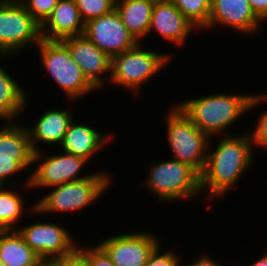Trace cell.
<instances>
[{
	"label": "cell",
	"instance_id": "cell-22",
	"mask_svg": "<svg viewBox=\"0 0 267 266\" xmlns=\"http://www.w3.org/2000/svg\"><path fill=\"white\" fill-rule=\"evenodd\" d=\"M40 260L17 230H0V261L5 266H37Z\"/></svg>",
	"mask_w": 267,
	"mask_h": 266
},
{
	"label": "cell",
	"instance_id": "cell-34",
	"mask_svg": "<svg viewBox=\"0 0 267 266\" xmlns=\"http://www.w3.org/2000/svg\"><path fill=\"white\" fill-rule=\"evenodd\" d=\"M37 266H59L55 259H41Z\"/></svg>",
	"mask_w": 267,
	"mask_h": 266
},
{
	"label": "cell",
	"instance_id": "cell-31",
	"mask_svg": "<svg viewBox=\"0 0 267 266\" xmlns=\"http://www.w3.org/2000/svg\"><path fill=\"white\" fill-rule=\"evenodd\" d=\"M254 14L263 22L267 23V0H248Z\"/></svg>",
	"mask_w": 267,
	"mask_h": 266
},
{
	"label": "cell",
	"instance_id": "cell-11",
	"mask_svg": "<svg viewBox=\"0 0 267 266\" xmlns=\"http://www.w3.org/2000/svg\"><path fill=\"white\" fill-rule=\"evenodd\" d=\"M16 230L25 243L39 256L40 259H55L72 253L78 246V241L70 235L62 224L56 222H30ZM62 225V226H61ZM77 241V242H76Z\"/></svg>",
	"mask_w": 267,
	"mask_h": 266
},
{
	"label": "cell",
	"instance_id": "cell-16",
	"mask_svg": "<svg viewBox=\"0 0 267 266\" xmlns=\"http://www.w3.org/2000/svg\"><path fill=\"white\" fill-rule=\"evenodd\" d=\"M154 31L175 47L185 45L190 33L201 32L171 0H155L148 35Z\"/></svg>",
	"mask_w": 267,
	"mask_h": 266
},
{
	"label": "cell",
	"instance_id": "cell-28",
	"mask_svg": "<svg viewBox=\"0 0 267 266\" xmlns=\"http://www.w3.org/2000/svg\"><path fill=\"white\" fill-rule=\"evenodd\" d=\"M77 248L86 256L88 266H115L107 253L96 243L83 247L78 244Z\"/></svg>",
	"mask_w": 267,
	"mask_h": 266
},
{
	"label": "cell",
	"instance_id": "cell-21",
	"mask_svg": "<svg viewBox=\"0 0 267 266\" xmlns=\"http://www.w3.org/2000/svg\"><path fill=\"white\" fill-rule=\"evenodd\" d=\"M154 3L155 0H116L115 2V10L121 21L139 42L143 43L146 40L145 37H148Z\"/></svg>",
	"mask_w": 267,
	"mask_h": 266
},
{
	"label": "cell",
	"instance_id": "cell-13",
	"mask_svg": "<svg viewBox=\"0 0 267 266\" xmlns=\"http://www.w3.org/2000/svg\"><path fill=\"white\" fill-rule=\"evenodd\" d=\"M83 35L110 58L135 47L139 43L123 24L115 9L85 23Z\"/></svg>",
	"mask_w": 267,
	"mask_h": 266
},
{
	"label": "cell",
	"instance_id": "cell-7",
	"mask_svg": "<svg viewBox=\"0 0 267 266\" xmlns=\"http://www.w3.org/2000/svg\"><path fill=\"white\" fill-rule=\"evenodd\" d=\"M166 114V141L171 158L193 167L199 174L204 170L210 137L203 133L176 105Z\"/></svg>",
	"mask_w": 267,
	"mask_h": 266
},
{
	"label": "cell",
	"instance_id": "cell-24",
	"mask_svg": "<svg viewBox=\"0 0 267 266\" xmlns=\"http://www.w3.org/2000/svg\"><path fill=\"white\" fill-rule=\"evenodd\" d=\"M180 12L199 30L207 25L211 0H171Z\"/></svg>",
	"mask_w": 267,
	"mask_h": 266
},
{
	"label": "cell",
	"instance_id": "cell-2",
	"mask_svg": "<svg viewBox=\"0 0 267 266\" xmlns=\"http://www.w3.org/2000/svg\"><path fill=\"white\" fill-rule=\"evenodd\" d=\"M263 102L267 103L265 93H211L202 97H192L176 104L183 113L210 138L228 136L234 122ZM237 120V121H236ZM228 128V129H227ZM226 131V132H225ZM225 132V133H224Z\"/></svg>",
	"mask_w": 267,
	"mask_h": 266
},
{
	"label": "cell",
	"instance_id": "cell-10",
	"mask_svg": "<svg viewBox=\"0 0 267 266\" xmlns=\"http://www.w3.org/2000/svg\"><path fill=\"white\" fill-rule=\"evenodd\" d=\"M2 123L0 126V186H6L7 183V186H15L20 182L11 177L24 172L26 168L32 169L34 152L24 123L21 124L20 120Z\"/></svg>",
	"mask_w": 267,
	"mask_h": 266
},
{
	"label": "cell",
	"instance_id": "cell-5",
	"mask_svg": "<svg viewBox=\"0 0 267 266\" xmlns=\"http://www.w3.org/2000/svg\"><path fill=\"white\" fill-rule=\"evenodd\" d=\"M144 47L139 42L135 47L111 57L108 85L122 86L127 91H132V95H137L135 97L141 96L142 86L173 60L172 53L162 54L158 50Z\"/></svg>",
	"mask_w": 267,
	"mask_h": 266
},
{
	"label": "cell",
	"instance_id": "cell-33",
	"mask_svg": "<svg viewBox=\"0 0 267 266\" xmlns=\"http://www.w3.org/2000/svg\"><path fill=\"white\" fill-rule=\"evenodd\" d=\"M242 266H245V265H242ZM248 266H267V250H265L262 256L257 258V260H254V262H252V264H249Z\"/></svg>",
	"mask_w": 267,
	"mask_h": 266
},
{
	"label": "cell",
	"instance_id": "cell-6",
	"mask_svg": "<svg viewBox=\"0 0 267 266\" xmlns=\"http://www.w3.org/2000/svg\"><path fill=\"white\" fill-rule=\"evenodd\" d=\"M46 73L53 78L66 100L73 102L97 91L84 77L81 68L73 60L67 46L61 40L43 39L35 47ZM78 98V99H77Z\"/></svg>",
	"mask_w": 267,
	"mask_h": 266
},
{
	"label": "cell",
	"instance_id": "cell-25",
	"mask_svg": "<svg viewBox=\"0 0 267 266\" xmlns=\"http://www.w3.org/2000/svg\"><path fill=\"white\" fill-rule=\"evenodd\" d=\"M84 23L115 9L116 0H74Z\"/></svg>",
	"mask_w": 267,
	"mask_h": 266
},
{
	"label": "cell",
	"instance_id": "cell-30",
	"mask_svg": "<svg viewBox=\"0 0 267 266\" xmlns=\"http://www.w3.org/2000/svg\"><path fill=\"white\" fill-rule=\"evenodd\" d=\"M55 260L59 266H88L86 256L78 248L68 255L55 258Z\"/></svg>",
	"mask_w": 267,
	"mask_h": 266
},
{
	"label": "cell",
	"instance_id": "cell-26",
	"mask_svg": "<svg viewBox=\"0 0 267 266\" xmlns=\"http://www.w3.org/2000/svg\"><path fill=\"white\" fill-rule=\"evenodd\" d=\"M25 9L42 25L51 15L59 0H19Z\"/></svg>",
	"mask_w": 267,
	"mask_h": 266
},
{
	"label": "cell",
	"instance_id": "cell-15",
	"mask_svg": "<svg viewBox=\"0 0 267 266\" xmlns=\"http://www.w3.org/2000/svg\"><path fill=\"white\" fill-rule=\"evenodd\" d=\"M262 24L264 23L254 14L248 0H211L208 23L202 30L222 26L232 28L244 36H257L261 33L258 31L263 28Z\"/></svg>",
	"mask_w": 267,
	"mask_h": 266
},
{
	"label": "cell",
	"instance_id": "cell-17",
	"mask_svg": "<svg viewBox=\"0 0 267 266\" xmlns=\"http://www.w3.org/2000/svg\"><path fill=\"white\" fill-rule=\"evenodd\" d=\"M71 111L65 108H47V111H43L41 115L39 114L40 117L35 119V125L29 126L30 123L25 122L33 152L42 150L41 143L48 144L49 147L52 145V148L53 145L59 147L70 123L75 119Z\"/></svg>",
	"mask_w": 267,
	"mask_h": 266
},
{
	"label": "cell",
	"instance_id": "cell-29",
	"mask_svg": "<svg viewBox=\"0 0 267 266\" xmlns=\"http://www.w3.org/2000/svg\"><path fill=\"white\" fill-rule=\"evenodd\" d=\"M256 127L249 133L252 144L265 150L267 149V110L262 111L257 118Z\"/></svg>",
	"mask_w": 267,
	"mask_h": 266
},
{
	"label": "cell",
	"instance_id": "cell-32",
	"mask_svg": "<svg viewBox=\"0 0 267 266\" xmlns=\"http://www.w3.org/2000/svg\"><path fill=\"white\" fill-rule=\"evenodd\" d=\"M200 256H197V259H195L197 261H194L193 263H189L186 265L184 264L185 262H183L182 266H223L221 265L222 263L218 264L216 260L211 258V256L208 254L205 255L204 252Z\"/></svg>",
	"mask_w": 267,
	"mask_h": 266
},
{
	"label": "cell",
	"instance_id": "cell-20",
	"mask_svg": "<svg viewBox=\"0 0 267 266\" xmlns=\"http://www.w3.org/2000/svg\"><path fill=\"white\" fill-rule=\"evenodd\" d=\"M7 58L1 57L0 62ZM27 92L0 64V121H18L28 107ZM19 116V117H18Z\"/></svg>",
	"mask_w": 267,
	"mask_h": 266
},
{
	"label": "cell",
	"instance_id": "cell-14",
	"mask_svg": "<svg viewBox=\"0 0 267 266\" xmlns=\"http://www.w3.org/2000/svg\"><path fill=\"white\" fill-rule=\"evenodd\" d=\"M61 41L67 46L73 60L79 65L87 81L97 91L103 90L110 80L111 58L83 34Z\"/></svg>",
	"mask_w": 267,
	"mask_h": 266
},
{
	"label": "cell",
	"instance_id": "cell-19",
	"mask_svg": "<svg viewBox=\"0 0 267 266\" xmlns=\"http://www.w3.org/2000/svg\"><path fill=\"white\" fill-rule=\"evenodd\" d=\"M75 120L73 119L70 123L68 131L59 145L60 151L91 160L94 154L103 150L102 148L106 149L111 136L99 132L92 125L88 126L87 123H78V120L77 122Z\"/></svg>",
	"mask_w": 267,
	"mask_h": 266
},
{
	"label": "cell",
	"instance_id": "cell-12",
	"mask_svg": "<svg viewBox=\"0 0 267 266\" xmlns=\"http://www.w3.org/2000/svg\"><path fill=\"white\" fill-rule=\"evenodd\" d=\"M119 234L101 238L97 243L115 266H145L150 254L161 241L158 235L147 230Z\"/></svg>",
	"mask_w": 267,
	"mask_h": 266
},
{
	"label": "cell",
	"instance_id": "cell-18",
	"mask_svg": "<svg viewBox=\"0 0 267 266\" xmlns=\"http://www.w3.org/2000/svg\"><path fill=\"white\" fill-rule=\"evenodd\" d=\"M85 23L74 0H59L51 15L41 25V37L46 40H63L82 35Z\"/></svg>",
	"mask_w": 267,
	"mask_h": 266
},
{
	"label": "cell",
	"instance_id": "cell-27",
	"mask_svg": "<svg viewBox=\"0 0 267 266\" xmlns=\"http://www.w3.org/2000/svg\"><path fill=\"white\" fill-rule=\"evenodd\" d=\"M163 243H159L150 254L145 266H182L181 258L174 252V247L162 250ZM181 264V265H180Z\"/></svg>",
	"mask_w": 267,
	"mask_h": 266
},
{
	"label": "cell",
	"instance_id": "cell-3",
	"mask_svg": "<svg viewBox=\"0 0 267 266\" xmlns=\"http://www.w3.org/2000/svg\"><path fill=\"white\" fill-rule=\"evenodd\" d=\"M101 171L94 172L91 177L50 187V192L31 207L28 205L27 208H30L28 210L32 214H37V217L42 214L52 216L53 213L74 214L83 211L92 202L93 205L96 200L98 201V197L102 199L101 196L109 190L110 185L112 186L114 179L111 178V172L108 174L107 171L104 172L102 169Z\"/></svg>",
	"mask_w": 267,
	"mask_h": 266
},
{
	"label": "cell",
	"instance_id": "cell-1",
	"mask_svg": "<svg viewBox=\"0 0 267 266\" xmlns=\"http://www.w3.org/2000/svg\"><path fill=\"white\" fill-rule=\"evenodd\" d=\"M216 142L218 143L214 147L210 138L206 163L200 174L202 196L207 193L204 199L211 201H219V198L237 188L238 180L244 178L245 172L255 162V147L248 131L239 136H219Z\"/></svg>",
	"mask_w": 267,
	"mask_h": 266
},
{
	"label": "cell",
	"instance_id": "cell-23",
	"mask_svg": "<svg viewBox=\"0 0 267 266\" xmlns=\"http://www.w3.org/2000/svg\"><path fill=\"white\" fill-rule=\"evenodd\" d=\"M19 185L0 186V230H16L21 226V218L27 213L24 210L27 207L24 204L26 199L19 194L21 191L14 190Z\"/></svg>",
	"mask_w": 267,
	"mask_h": 266
},
{
	"label": "cell",
	"instance_id": "cell-8",
	"mask_svg": "<svg viewBox=\"0 0 267 266\" xmlns=\"http://www.w3.org/2000/svg\"><path fill=\"white\" fill-rule=\"evenodd\" d=\"M42 40L41 25L19 0H0V55L18 56Z\"/></svg>",
	"mask_w": 267,
	"mask_h": 266
},
{
	"label": "cell",
	"instance_id": "cell-4",
	"mask_svg": "<svg viewBox=\"0 0 267 266\" xmlns=\"http://www.w3.org/2000/svg\"><path fill=\"white\" fill-rule=\"evenodd\" d=\"M150 164L142 188L160 202L179 203L180 200L202 198L200 174L190 165L173 158Z\"/></svg>",
	"mask_w": 267,
	"mask_h": 266
},
{
	"label": "cell",
	"instance_id": "cell-9",
	"mask_svg": "<svg viewBox=\"0 0 267 266\" xmlns=\"http://www.w3.org/2000/svg\"><path fill=\"white\" fill-rule=\"evenodd\" d=\"M55 152L45 154L40 150L33 153L32 167L35 169L32 170L34 172L28 173L30 175L22 183L23 187L25 185L27 189L29 188L28 190H42L43 187L46 190V188L49 189L50 187L81 180L93 175V172L92 174H80L82 170L84 171V166L88 164V159L63 151L60 152V150Z\"/></svg>",
	"mask_w": 267,
	"mask_h": 266
}]
</instances>
